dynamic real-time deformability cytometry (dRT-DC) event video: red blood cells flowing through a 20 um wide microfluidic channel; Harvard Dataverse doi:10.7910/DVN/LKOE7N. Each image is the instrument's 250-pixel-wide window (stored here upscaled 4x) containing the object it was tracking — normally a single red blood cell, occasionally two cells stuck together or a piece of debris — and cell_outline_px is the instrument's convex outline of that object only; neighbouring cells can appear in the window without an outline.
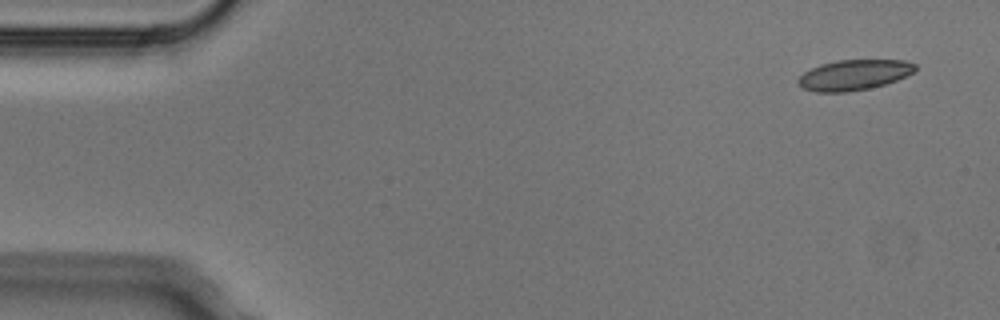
{"species": "Egyptian fruit bat (a non-hibernating species)", "species_latin": "Rousettus aegyptiacus", "temperature_condition": "cold", "stored_images_in_passage": 5, "camera_frame_rate_fps": 3000, "um_per_image_px": 0.085, "animal": {"sex": "male"}, "frame": {"image": 1, "passage_image": 1, "time_ms": 0.0, "image_size_px": [1000, 320], "cell_outline_px": [[916, 68], [912, 72], [896, 80], [884, 84], [868, 88], [848, 92], [816, 92], [804, 88], [796, 80], [804, 72], [820, 64], [836, 60], [904, 60], [916, 64]], "centroid_in_image_um": [72.57, 6.36], "position_along_channel_um": 12.4, "area_um2": 20.52}}
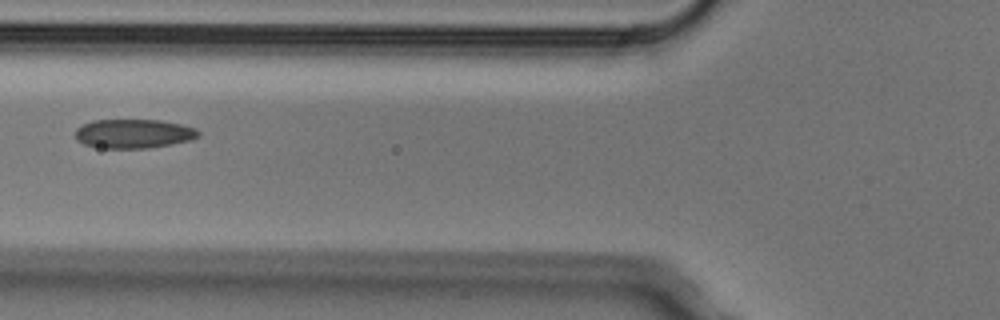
{"frame": {"image": 2, "passage_image": 5, "time_ms": 1.333, "image_size_px": [1000, 320], "cell_outline_px": [[200, 136], [192, 140], [148, 148], [100, 148], [84, 144], [76, 140], [76, 128], [92, 120], [160, 120], [180, 124], [196, 128], [200, 132]], "centroid_in_image_um": [11.37, 11.36], "position_along_channel_um": 114.4, "area_um2": 20.92}}